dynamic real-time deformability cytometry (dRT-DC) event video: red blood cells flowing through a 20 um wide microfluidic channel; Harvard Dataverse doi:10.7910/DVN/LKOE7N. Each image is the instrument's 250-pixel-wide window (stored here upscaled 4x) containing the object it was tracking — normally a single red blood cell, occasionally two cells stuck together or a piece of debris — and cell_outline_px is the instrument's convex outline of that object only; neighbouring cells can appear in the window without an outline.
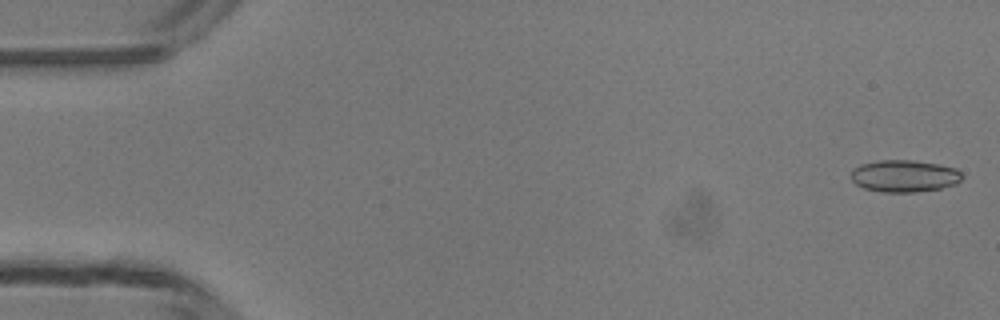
{"species": "common noctule bat (a hibernating species)", "species_latin": "Nyctalus noctula", "temperature_condition": "room temperature", "stored_images_in_passage": 41, "camera_frame_rate_fps": 3000, "um_per_image_px": 0.085, "animal": {"sex": "male", "body_mass_g": 13.3}, "frame": {"image": 1, "passage_image": 1, "time_ms": 0.0, "image_size_px": [1000, 320], "cell_outline_px": [[964, 176], [956, 184], [940, 188], [916, 192], [880, 192], [864, 188], [856, 184], [852, 180], [852, 168], [860, 164], [880, 160], [916, 160], [940, 164], [956, 168]], "centroid_in_image_um": [76.88, 14.95], "position_along_channel_um": 8.1, "area_um2": 20.92}}
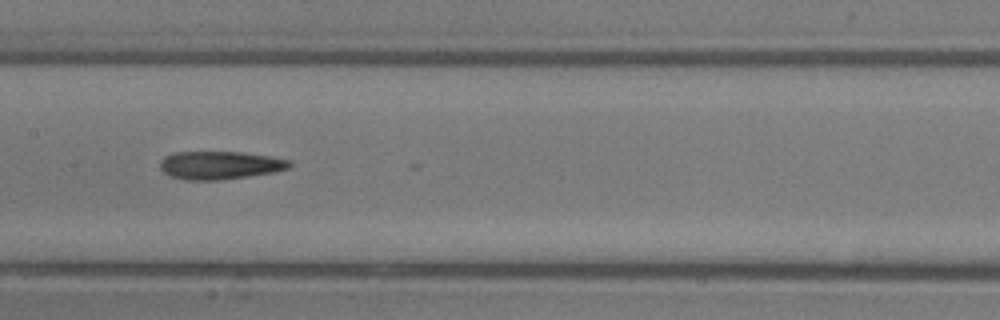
{"frame": {"image": 2, "passage_image": 24, "time_ms": 7.667, "image_size_px": [1000, 320], "cell_outline_px": [[292, 168], [276, 172], [220, 180], [184, 180], [168, 176], [160, 168], [160, 160], [164, 156], [176, 152], [244, 152], [292, 160]], "centroid_in_image_um": [18.71, 14.05], "position_along_channel_um": 188.7, "area_um2": 21.5}}
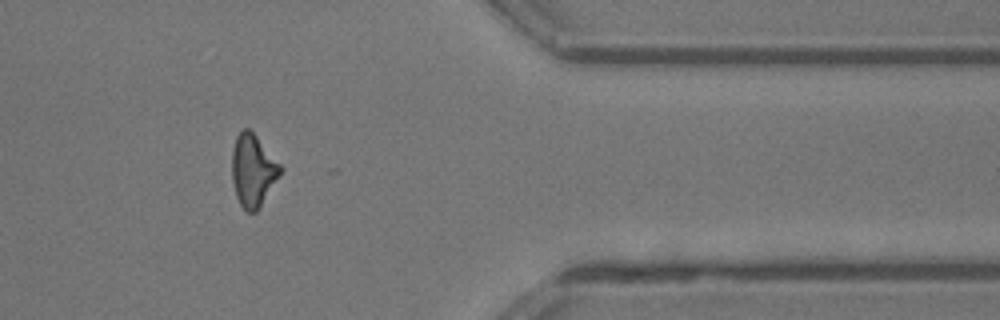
{"frame": {"image": 3, "passage_image": 40, "time_ms": 13.0, "image_size_px": [1000, 320], "cell_outline_px": [[284, 168], [260, 208], [256, 212], [248, 212], [240, 204], [236, 196], [232, 180], [232, 152], [236, 136], [244, 128], [248, 128], [256, 136]], "centroid_in_image_um": [21.51, 14.5], "position_along_channel_um": 389.9, "area_um2": 20.29}, "authors_computed_cell_mechanics": {"area_um2": 20.9236, "velocity_mm_per_s": 4.1952, "shape_relaxation_time_tau1_ms": null, "shape_relaxation_time_tau2_ms": 6.2622, "deformation_change_tau1": null, "deformation_change_tau2": 0.2084}}